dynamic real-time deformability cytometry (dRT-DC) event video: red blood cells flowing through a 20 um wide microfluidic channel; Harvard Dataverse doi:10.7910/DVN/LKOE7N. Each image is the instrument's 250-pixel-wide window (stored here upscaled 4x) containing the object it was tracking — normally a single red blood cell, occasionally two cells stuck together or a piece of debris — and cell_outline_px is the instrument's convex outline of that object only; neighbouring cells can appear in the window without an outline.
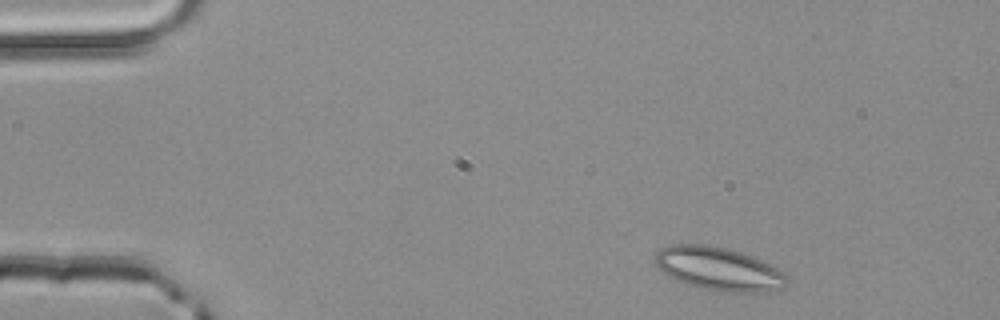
{"species": "common noctule bat (a hibernating species)", "species_latin": "Nyctalus noctula", "temperature_condition": "room temperature", "stored_images_in_passage": 4, "camera_frame_rate_fps": 3000, "um_per_image_px": 0.085, "animal": {"sex": "male", "body_mass_g": 20.4}, "frame": {"image": 1, "passage_image": 1, "time_ms": 0.0, "image_size_px": [1000, 320], "cell_outline_px": [[788, 284], [784, 288], [764, 292], [724, 292], [684, 284], [668, 276], [656, 264], [656, 252], [660, 248], [672, 244], [704, 244], [724, 248], [740, 252], [752, 256], [768, 264], [788, 276]], "centroid_in_image_um": [61.09, 22.86], "position_along_channel_um": 23.9, "area_um2": 33.06}}
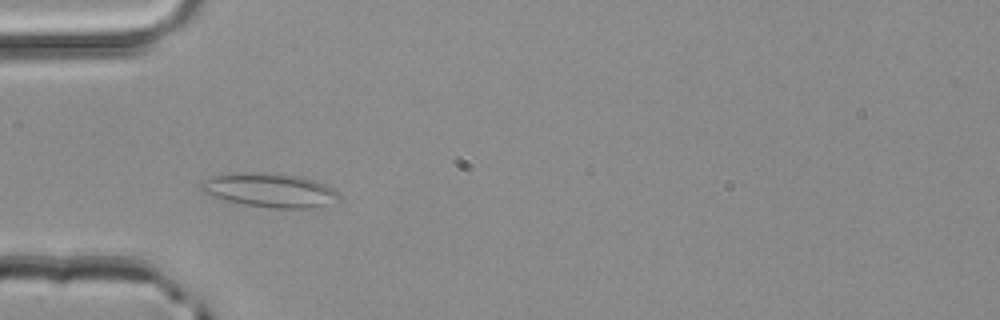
{"frame": {"image": 2, "passage_image": 3, "time_ms": 0.667, "image_size_px": [1000, 320], "cell_outline_px": [[340, 196], [324, 204], [312, 208], [272, 208], [244, 204], [224, 200], [200, 192], [200, 180], [220, 172], [260, 172], [300, 176], [316, 180], [328, 184], [340, 192]], "centroid_in_image_um": [22.83, 16.13], "position_along_channel_um": 62.2, "area_um2": 27.86}}
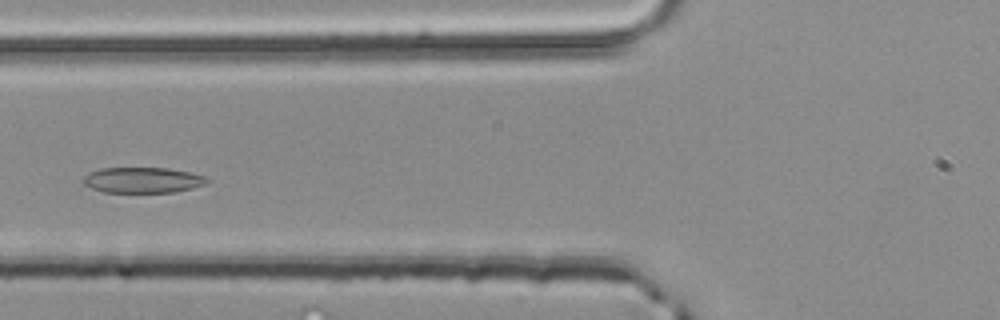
{"frame": {"image": 3, "passage_image": 4, "time_ms": 1.0, "image_size_px": [1000, 320], "cell_outline_px": [[208, 180], [204, 184], [192, 188], [176, 192], [104, 192], [92, 188], [84, 184], [84, 176], [100, 168], [168, 168], [208, 176]], "centroid_in_image_um": [12.15, 15.31], "position_along_channel_um": 113.6, "area_um2": 18.32}}